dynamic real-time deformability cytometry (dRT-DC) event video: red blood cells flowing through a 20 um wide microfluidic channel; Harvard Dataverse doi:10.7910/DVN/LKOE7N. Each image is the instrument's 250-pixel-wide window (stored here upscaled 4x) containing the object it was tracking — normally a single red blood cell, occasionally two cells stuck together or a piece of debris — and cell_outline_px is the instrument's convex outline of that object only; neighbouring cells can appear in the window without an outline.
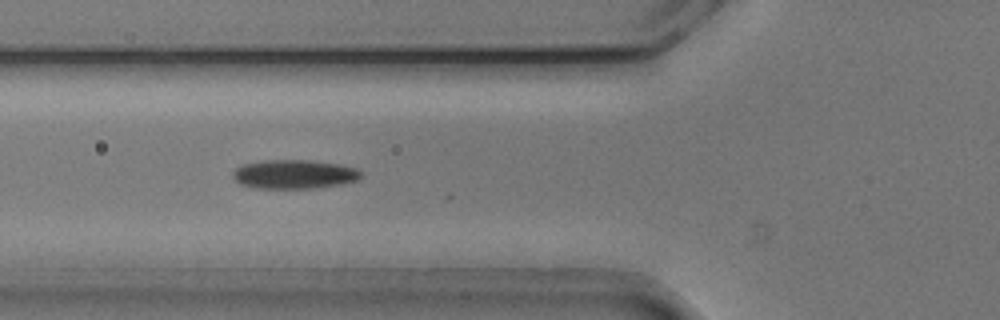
{"species": "common noctule bat (a hibernating species)", "species_latin": "Nyctalus noctula", "temperature_condition": "cold", "stored_images_in_passage": 17, "camera_frame_rate_fps": 3000, "um_per_image_px": 0.085, "animal": {"sex": "male", "body_mass_g": 20.5, "forearm_length_mm": 52.5}, "frame": {"image": 1, "passage_image": 5, "time_ms": 1.333, "image_size_px": [1000, 320], "cell_outline_px": [[364, 176], [360, 180], [340, 184], [312, 188], [256, 188], [240, 184], [232, 176], [232, 172], [240, 164], [264, 160], [312, 160], [340, 164], [356, 168], [364, 172]], "centroid_in_image_um": [25.04, 14.8], "position_along_channel_um": 100.8, "area_um2": 21.96}}
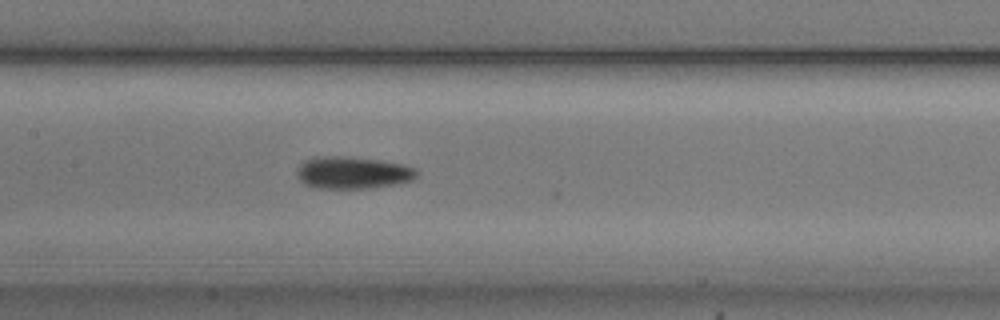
{"frame": {"image": 2, "passage_image": 11, "time_ms": 3.333, "image_size_px": [1000, 320], "cell_outline_px": [[416, 176], [412, 180], [372, 188], [316, 188], [304, 184], [296, 176], [296, 172], [300, 164], [304, 160], [312, 156], [344, 156], [380, 160], [404, 164], [416, 168]], "centroid_in_image_um": [29.93, 14.66], "position_along_channel_um": 177.5, "area_um2": 22.6}}
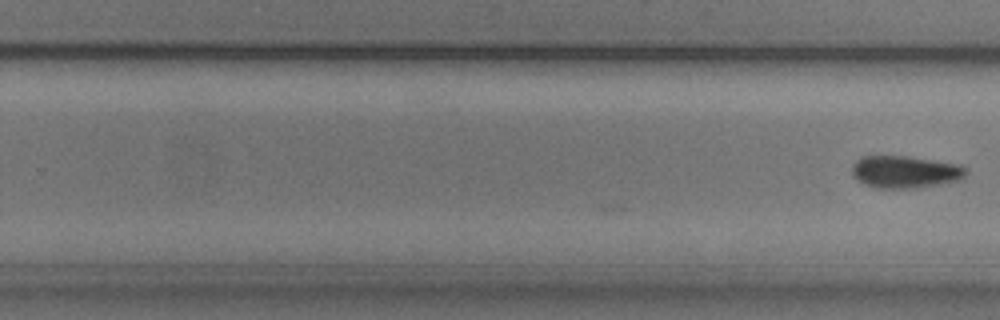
{"frame": {"image": 3, "passage_image": 17, "time_ms": 5.333, "image_size_px": [1000, 320], "cell_outline_px": [[968, 172], [960, 180], [940, 184], [908, 188], [876, 188], [864, 184], [852, 176], [852, 164], [860, 156], [908, 156], [960, 164], [968, 168]], "centroid_in_image_um": [76.93, 14.6], "position_along_channel_um": 252.9, "area_um2": 21.62}}